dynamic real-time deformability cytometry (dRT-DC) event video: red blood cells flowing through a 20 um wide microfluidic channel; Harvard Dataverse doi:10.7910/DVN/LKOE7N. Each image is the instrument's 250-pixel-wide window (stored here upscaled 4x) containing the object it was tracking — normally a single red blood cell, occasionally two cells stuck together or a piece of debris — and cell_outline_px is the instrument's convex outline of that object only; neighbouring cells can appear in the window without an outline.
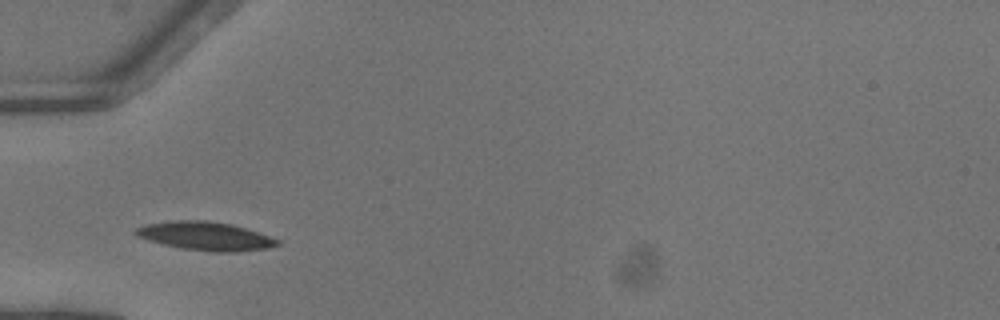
{"species": "common noctule bat (a hibernating species)", "species_latin": "Nyctalus noctula", "temperature_condition": "warm", "stored_images_in_passage": 11, "camera_frame_rate_fps": 3000, "um_per_image_px": 0.085, "animal": {"sex": "female"}, "frame": {"image": 1, "passage_image": 1, "time_ms": 0.0, "image_size_px": [1000, 320], "cell_outline_px": [[280, 244], [268, 248], [240, 252], [212, 252], [180, 248], [148, 240], [136, 236], [132, 232], [136, 228], [148, 224], [176, 220], [204, 220], [232, 224], [280, 240]], "centroid_in_image_um": [17.46, 20.08], "position_along_channel_um": 67.5, "area_um2": 23.47}}
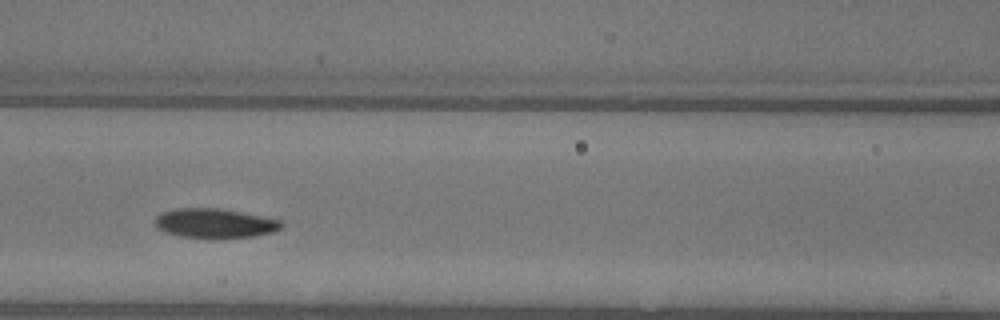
{"frame": {"image": 2, "passage_image": 7, "time_ms": 2.0, "image_size_px": [1000, 320], "cell_outline_px": [[284, 224], [280, 228], [272, 232], [256, 236], [212, 240], [208, 240], [180, 236], [164, 232], [156, 228], [156, 216], [164, 212], [176, 208], [216, 208], [240, 212], [280, 220]], "centroid_in_image_um": [18.23, 19.01], "position_along_channel_um": 148.4, "area_um2": 22.02}}
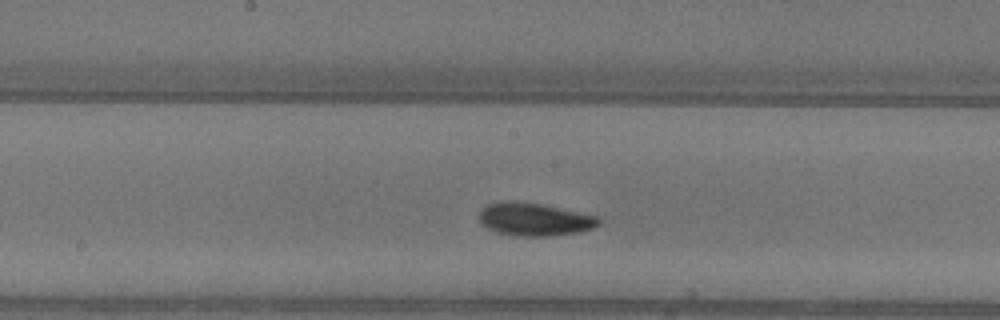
{"frame": {"image": 3, "passage_image": 11, "time_ms": 3.333, "image_size_px": [1000, 320], "cell_outline_px": [[600, 224], [592, 228], [580, 232], [552, 236], [516, 236], [496, 232], [488, 228], [480, 220], [480, 212], [488, 204], [512, 200], [540, 204], [600, 216]], "centroid_in_image_um": [45.48, 18.65], "position_along_channel_um": 202.7, "area_um2": 22.83}}